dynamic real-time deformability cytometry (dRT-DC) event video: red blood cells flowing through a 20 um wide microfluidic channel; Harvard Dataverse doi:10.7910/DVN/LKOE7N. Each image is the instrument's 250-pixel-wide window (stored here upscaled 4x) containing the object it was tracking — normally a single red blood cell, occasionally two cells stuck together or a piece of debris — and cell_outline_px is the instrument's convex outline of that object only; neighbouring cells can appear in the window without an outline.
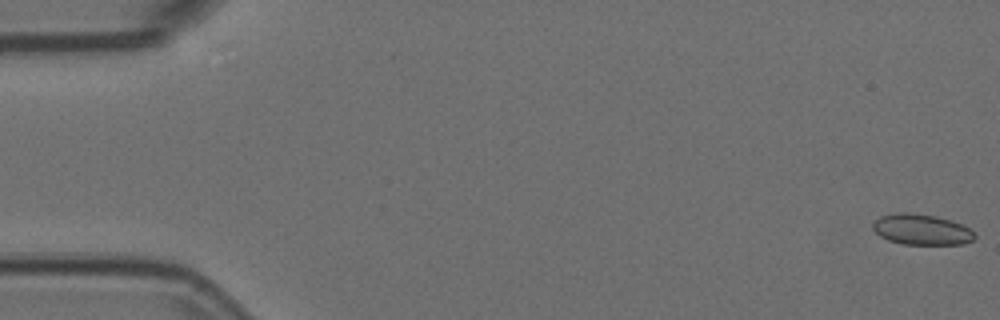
{"species": "Egyptian fruit bat (a non-hibernating species)", "species_latin": "Rousettus aegyptiacus", "temperature_condition": "room temperature", "stored_images_in_passage": 57, "camera_frame_rate_fps": 3000, "um_per_image_px": 0.085, "animal": {"sex": "female"}, "frame": {"image": 1, "passage_image": 1, "time_ms": 0.0, "image_size_px": [1000, 320], "cell_outline_px": [[976, 236], [972, 240], [964, 244], [904, 244], [888, 240], [880, 236], [872, 228], [872, 224], [880, 216], [896, 212], [912, 212], [936, 216], [960, 224], [968, 228]], "centroid_in_image_um": [78.29, 19.5], "position_along_channel_um": 6.7, "area_um2": 18.09}}
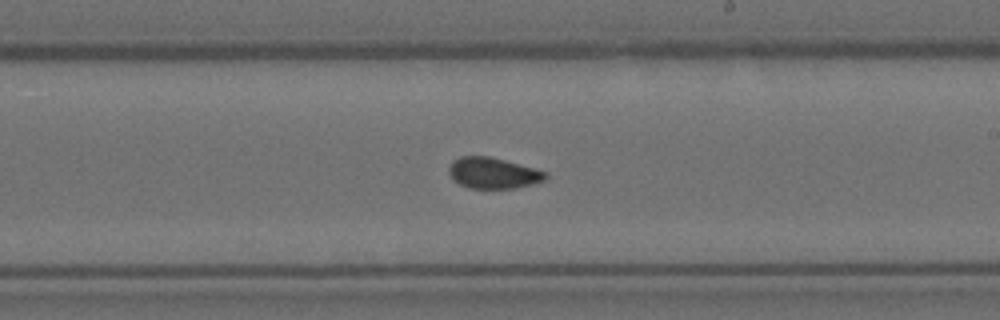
{"frame": {"image": 2, "passage_image": 33, "time_ms": 10.667, "image_size_px": [1000, 320], "cell_outline_px": [[548, 176], [544, 180], [532, 184], [516, 188], [468, 188], [460, 184], [448, 172], [448, 168], [452, 160], [460, 156], [488, 156], [536, 168], [548, 172]], "centroid_in_image_um": [41.93, 14.7], "position_along_channel_um": 247.1, "area_um2": 17.46}}
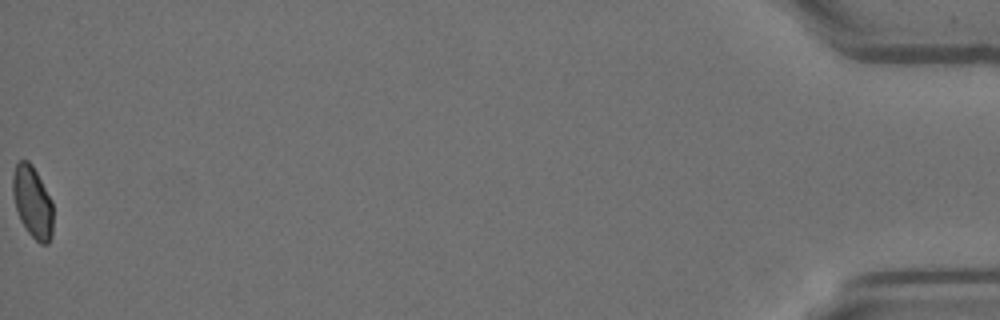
{"frame": {"image": 3, "passage_image": 57, "time_ms": 18.667, "image_size_px": [1000, 320], "cell_outline_px": [[52, 236], [48, 244], [40, 244], [28, 232], [20, 220], [16, 208], [12, 192], [12, 176], [16, 164], [20, 160], [28, 160], [32, 164], [52, 200]], "centroid_in_image_um": [2.76, 17.17], "position_along_channel_um": 432.4, "area_um2": 16.88}, "authors_computed_cell_mechanics": {"area_um2": 17.6868, "velocity_mm_per_s": 3.6111, "shape_relaxation_time_tau1_ms": null, "shape_relaxation_time_tau2_ms": 1.1362, "deformation_change_tau1": null, "deformation_change_tau2": 0.0488}}